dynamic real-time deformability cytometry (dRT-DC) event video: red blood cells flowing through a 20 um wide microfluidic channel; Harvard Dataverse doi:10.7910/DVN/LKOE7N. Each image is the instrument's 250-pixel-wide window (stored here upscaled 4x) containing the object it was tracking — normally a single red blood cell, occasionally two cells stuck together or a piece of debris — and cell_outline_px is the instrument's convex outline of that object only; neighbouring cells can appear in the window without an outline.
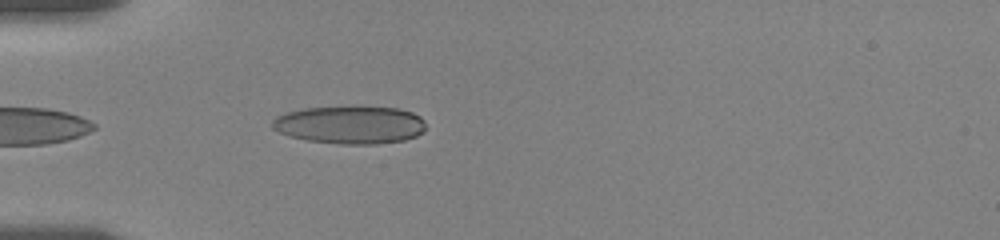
{"species": "human", "species_latin": "Homo sapiens", "temperature_condition": "room temperature", "stored_images_in_passage": 10, "camera_frame_rate_fps": 3000, "um_per_image_px": 0.085, "donor": {"sex": "female"}, "frame": {"image": 1, "passage_image": 4, "time_ms": 0.667, "image_size_px": [1000, 240], "cell_outline_px": [[424, 132], [416, 136], [404, 140], [376, 144], [340, 144], [308, 140], [288, 136], [272, 128], [272, 120], [276, 116], [288, 112], [304, 108], [400, 108], [412, 112], [420, 116], [424, 120]], "centroid_in_image_um": [29.77, 10.63], "position_along_channel_um": 55.2, "area_um2": 33.47}}
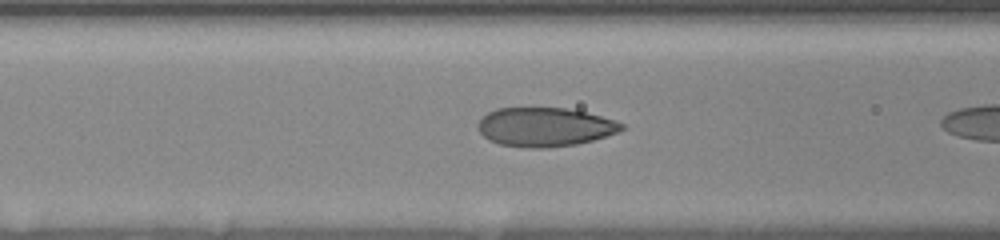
{"frame": {"image": 2, "passage_image": 8, "time_ms": 1.667, "image_size_px": [1000, 240], "cell_outline_px": [[624, 128], [616, 132], [592, 140], [576, 144], [548, 148], [528, 148], [500, 144], [488, 140], [480, 132], [476, 124], [488, 112], [496, 108], [564, 108], [584, 112], [616, 120], [624, 124]], "centroid_in_image_um": [46.28, 10.8], "position_along_channel_um": 120.3, "area_um2": 32.43}}